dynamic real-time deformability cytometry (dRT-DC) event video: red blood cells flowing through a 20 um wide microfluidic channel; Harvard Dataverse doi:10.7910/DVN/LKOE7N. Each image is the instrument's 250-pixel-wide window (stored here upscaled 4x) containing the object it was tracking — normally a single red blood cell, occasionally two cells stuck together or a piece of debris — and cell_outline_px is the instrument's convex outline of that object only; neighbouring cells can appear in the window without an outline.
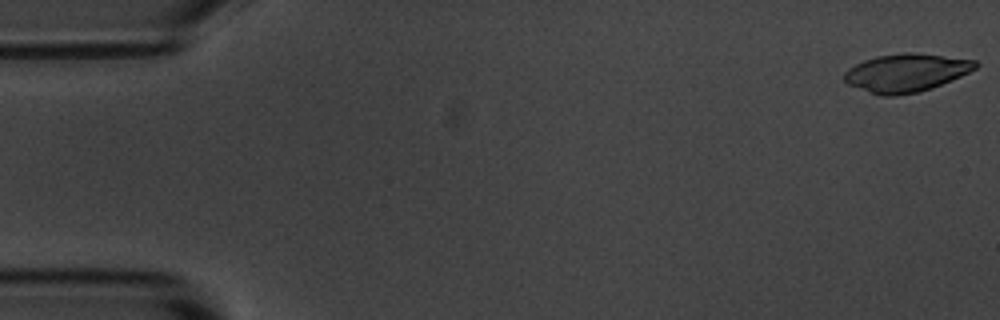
{"species": "common noctule bat (a hibernating species)", "species_latin": "Nyctalus noctula", "temperature_condition": "room temperature", "stored_images_in_passage": 4, "camera_frame_rate_fps": 3000, "um_per_image_px": 0.085, "animal": {"sex": "male", "body_mass_g": 20.1, "forearm_length_mm": 53.5}, "frame": {"image": 1, "passage_image": 1, "time_ms": 0.0, "image_size_px": [1000, 320], "cell_outline_px": [[980, 64], [976, 68], [960, 76], [932, 88], [920, 92], [896, 96], [880, 96], [868, 92], [848, 84], [844, 80], [844, 72], [848, 68], [864, 60], [876, 56], [904, 52], [912, 52], [976, 60]], "centroid_in_image_um": [77.0, 6.19], "position_along_channel_um": 8.0, "area_um2": 29.19}}